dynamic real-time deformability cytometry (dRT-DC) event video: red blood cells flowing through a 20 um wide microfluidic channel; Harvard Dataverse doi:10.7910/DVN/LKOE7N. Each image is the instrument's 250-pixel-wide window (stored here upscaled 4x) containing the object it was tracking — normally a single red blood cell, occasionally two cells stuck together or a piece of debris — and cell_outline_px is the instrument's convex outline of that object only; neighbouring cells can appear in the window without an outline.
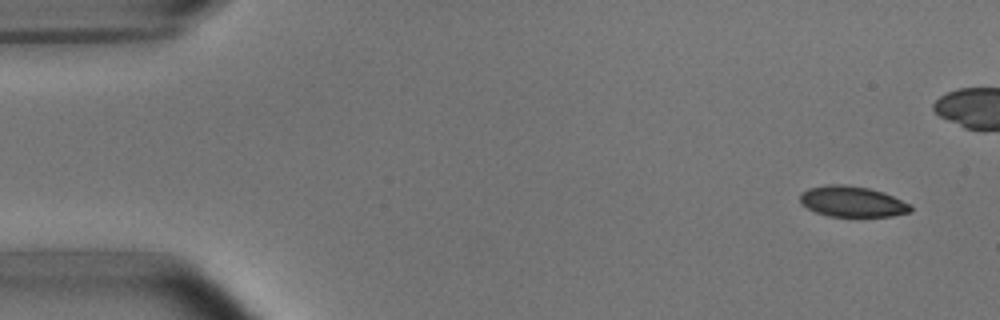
{"species": "common noctule bat (a hibernating species)", "species_latin": "Nyctalus noctula", "temperature_condition": "room temperature", "stored_images_in_passage": 7, "camera_frame_rate_fps": 3000, "um_per_image_px": 0.085, "animal": {"sex": "male", "body_mass_g": 15.6}, "frame": {"image": 1, "passage_image": 1, "time_ms": 0.0, "image_size_px": [1000, 320], "cell_outline_px": [[912, 212], [892, 216], [828, 216], [816, 212], [800, 204], [800, 192], [808, 188], [828, 184], [844, 184], [868, 188], [884, 192], [912, 204]], "centroid_in_image_um": [72.45, 17.13], "position_along_channel_um": 12.5, "area_um2": 20.0}}